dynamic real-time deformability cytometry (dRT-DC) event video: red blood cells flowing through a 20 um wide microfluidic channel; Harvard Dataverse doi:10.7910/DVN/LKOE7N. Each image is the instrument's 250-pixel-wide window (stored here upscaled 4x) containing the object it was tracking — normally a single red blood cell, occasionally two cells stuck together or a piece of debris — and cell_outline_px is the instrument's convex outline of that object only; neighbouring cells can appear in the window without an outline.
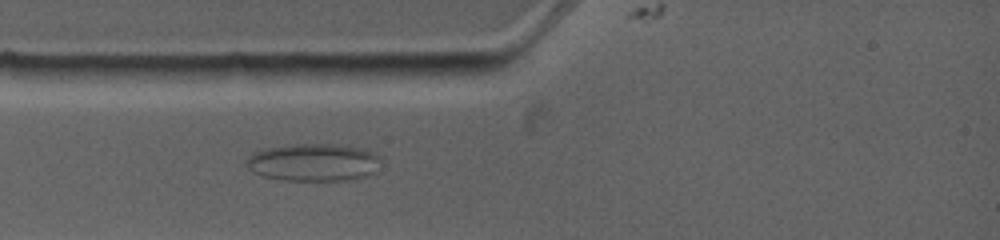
{"species": "common noctule bat (a hibernating species)", "species_latin": "Nyctalus noctula", "temperature_condition": "warm", "stored_images_in_passage": 5, "camera_frame_rate_fps": 4500, "um_per_image_px": 0.085, "animal": {"sex": "female", "body_mass_g": 19.0, "forearm_length_mm": 53.3}, "frame": {"image": 1, "passage_image": 4, "time_ms": 2.667, "image_size_px": [1000, 240], "cell_outline_px": [[384, 156], [376, 172], [364, 176], [348, 180], [280, 180], [264, 176], [248, 168], [244, 164], [244, 160], [252, 152], [264, 148], [292, 144], [348, 144], [364, 148]], "centroid_in_image_um": [26.69, 13.77], "position_along_channel_um": 58.3, "area_um2": 30.17}}